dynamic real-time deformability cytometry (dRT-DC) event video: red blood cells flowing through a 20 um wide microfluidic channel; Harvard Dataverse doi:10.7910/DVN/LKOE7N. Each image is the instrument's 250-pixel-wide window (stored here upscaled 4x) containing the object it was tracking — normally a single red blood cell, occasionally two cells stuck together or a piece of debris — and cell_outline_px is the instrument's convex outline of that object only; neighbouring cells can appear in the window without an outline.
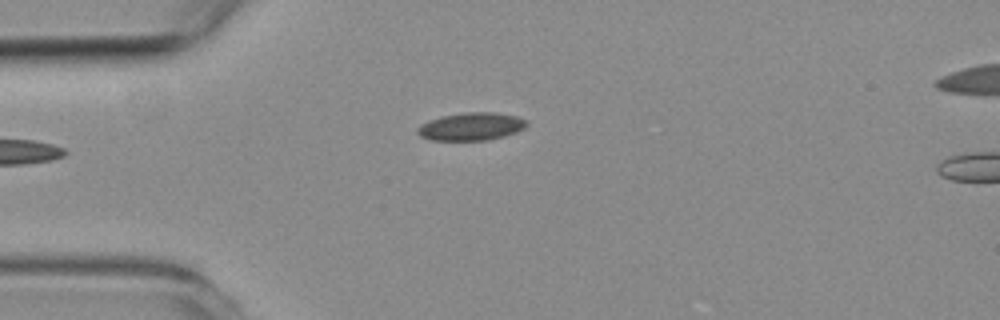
{"species": "common noctule bat (a hibernating species)", "species_latin": "Nyctalus noctula", "temperature_condition": "room temperature", "stored_images_in_passage": 5, "camera_frame_rate_fps": 3000, "um_per_image_px": 0.085, "animal": {"sex": "female", "body_mass_g": 19.3, "forearm_length_mm": 54.1}, "frame": {"image": 1, "passage_image": 5, "time_ms": 4.667, "image_size_px": [1000, 320], "cell_outline_px": [[528, 124], [524, 128], [516, 132], [504, 136], [484, 140], [432, 140], [420, 136], [416, 132], [416, 128], [420, 124], [428, 120], [440, 116], [464, 112], [496, 112], [516, 116], [528, 120]], "centroid_in_image_um": [40.03, 10.74], "position_along_channel_um": 45.0, "area_um2": 17.86}}